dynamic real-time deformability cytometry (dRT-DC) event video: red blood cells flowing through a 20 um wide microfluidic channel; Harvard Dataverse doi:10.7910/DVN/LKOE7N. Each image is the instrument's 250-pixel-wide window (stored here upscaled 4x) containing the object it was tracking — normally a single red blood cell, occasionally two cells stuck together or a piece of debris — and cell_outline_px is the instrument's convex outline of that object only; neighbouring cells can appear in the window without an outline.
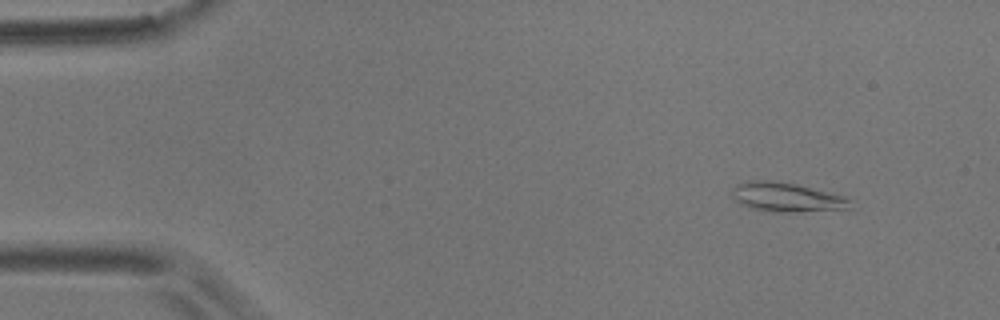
{"species": "common noctule bat (a hibernating species)", "species_latin": "Nyctalus noctula", "temperature_condition": "room temperature", "stored_images_in_passage": 4, "camera_frame_rate_fps": 3000, "um_per_image_px": 0.085, "animal": {"sex": "male", "body_mass_g": 17.9}, "frame": {"image": 1, "passage_image": 1, "time_ms": 0.0, "image_size_px": [1000, 320], "cell_outline_px": [[852, 208], [792, 212], [768, 212], [752, 208], [740, 204], [732, 196], [732, 188], [736, 184], [748, 180], [772, 180], [796, 184], [848, 196], [852, 200]], "centroid_in_image_um": [66.88, 16.76], "position_along_channel_um": 18.1, "area_um2": 20.46}}